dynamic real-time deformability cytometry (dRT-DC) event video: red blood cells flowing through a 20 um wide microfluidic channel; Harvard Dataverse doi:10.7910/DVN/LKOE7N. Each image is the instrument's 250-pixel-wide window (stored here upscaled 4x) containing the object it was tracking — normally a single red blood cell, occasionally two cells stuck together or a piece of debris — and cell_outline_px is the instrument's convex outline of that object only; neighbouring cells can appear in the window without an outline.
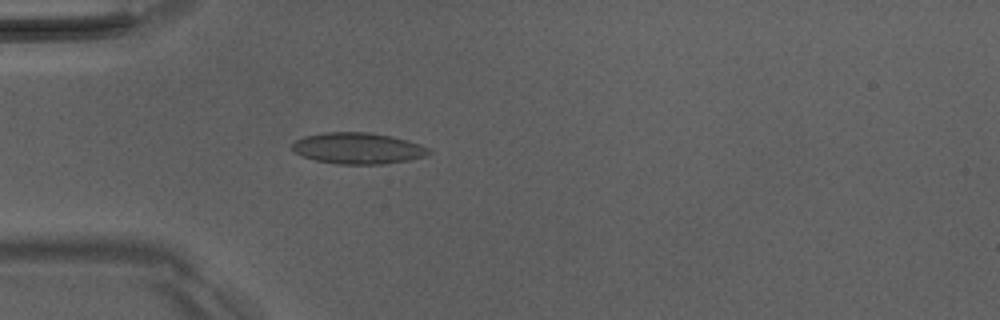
{"species": "Egyptian fruit bat (a non-hibernating species)", "species_latin": "Rousettus aegyptiacus", "temperature_condition": "room temperature", "stored_images_in_passage": 37, "camera_frame_rate_fps": 3000, "um_per_image_px": 0.085, "animal": {"sex": "male"}, "frame": {"image": 1, "passage_image": 6, "time_ms": 1.667, "image_size_px": [1000, 320], "cell_outline_px": [[432, 152], [424, 156], [408, 160], [384, 164], [336, 164], [316, 160], [300, 156], [292, 148], [292, 144], [296, 140], [304, 136], [324, 132], [368, 132], [392, 136], [408, 140], [420, 144], [428, 148]], "centroid_in_image_um": [30.42, 12.6], "position_along_channel_um": 54.6, "area_um2": 24.91}}
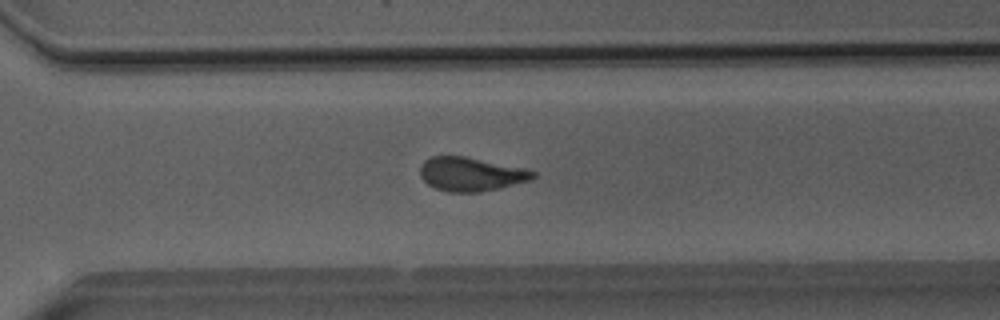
{"frame": {"image": 2, "passage_image": 27, "time_ms": 8.667, "image_size_px": [1000, 320], "cell_outline_px": [[536, 176], [532, 180], [500, 188], [476, 192], [448, 192], [436, 188], [428, 184], [420, 176], [420, 164], [424, 160], [432, 156], [464, 156], [520, 168], [536, 172]], "centroid_in_image_um": [39.99, 14.81], "position_along_channel_um": 330.6, "area_um2": 22.02}, "authors_computed_cell_mechanics": {"area_um2": 22.831, "velocity_mm_per_s": 4.064, "shape_relaxation_time_tau1_ms": 7.0911, "shape_relaxation_time_tau2_ms": 1.3023, "deformation_change_tau1": 0.1525, "deformation_change_tau2": 0.0694}}